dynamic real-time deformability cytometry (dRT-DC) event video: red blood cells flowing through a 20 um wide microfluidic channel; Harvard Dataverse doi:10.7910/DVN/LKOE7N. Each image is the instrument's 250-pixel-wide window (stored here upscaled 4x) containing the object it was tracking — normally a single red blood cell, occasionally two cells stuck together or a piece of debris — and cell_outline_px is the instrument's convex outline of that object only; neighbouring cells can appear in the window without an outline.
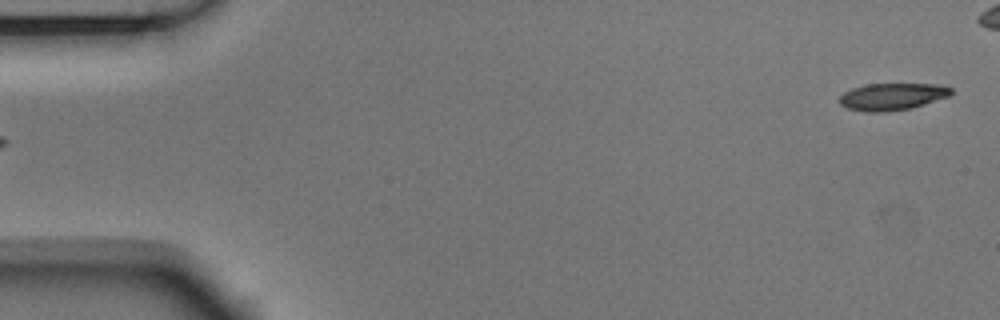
{"species": "Egyptian fruit bat (a non-hibernating species)", "species_latin": "Rousettus aegyptiacus", "temperature_condition": "room temperature", "stored_images_in_passage": 5, "camera_frame_rate_fps": 3000, "um_per_image_px": 0.085, "animal": {"sex": "male"}, "frame": {"image": 1, "passage_image": 5, "time_ms": 1.333, "image_size_px": [1000, 320], "cell_outline_px": [[952, 92], [948, 96], [912, 108], [888, 112], [864, 112], [848, 108], [840, 104], [840, 96], [844, 92], [852, 88], [864, 84], [940, 84], [952, 88]], "centroid_in_image_um": [75.82, 8.21], "position_along_channel_um": 9.2, "area_um2": 17.63}}